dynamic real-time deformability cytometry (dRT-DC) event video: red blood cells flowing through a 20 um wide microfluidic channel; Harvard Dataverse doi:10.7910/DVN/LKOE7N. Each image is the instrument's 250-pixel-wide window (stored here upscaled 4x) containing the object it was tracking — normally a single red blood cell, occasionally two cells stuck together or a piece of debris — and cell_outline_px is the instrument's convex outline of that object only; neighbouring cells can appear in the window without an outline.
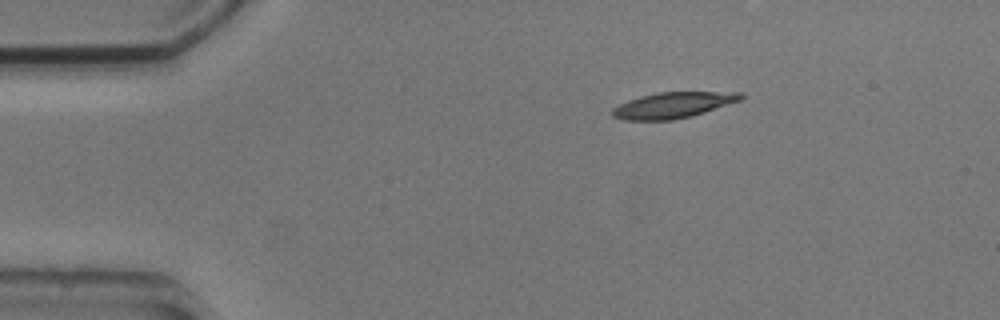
{"species": "common noctule bat (a hibernating species)", "species_latin": "Nyctalus noctula", "temperature_condition": "cold", "stored_images_in_passage": 3, "camera_frame_rate_fps": 3000, "um_per_image_px": 0.085, "animal": {"sex": "male", "body_mass_g": 20.5, "forearm_length_mm": 52.5}, "frame": {"image": 1, "passage_image": 3, "time_ms": 3.333, "image_size_px": [1000, 320], "cell_outline_px": [[744, 96], [740, 100], [692, 116], [672, 120], [624, 120], [612, 116], [612, 108], [628, 100], [640, 96], [656, 92], [740, 92]], "centroid_in_image_um": [57.17, 8.93], "position_along_channel_um": 27.8, "area_um2": 19.25}}